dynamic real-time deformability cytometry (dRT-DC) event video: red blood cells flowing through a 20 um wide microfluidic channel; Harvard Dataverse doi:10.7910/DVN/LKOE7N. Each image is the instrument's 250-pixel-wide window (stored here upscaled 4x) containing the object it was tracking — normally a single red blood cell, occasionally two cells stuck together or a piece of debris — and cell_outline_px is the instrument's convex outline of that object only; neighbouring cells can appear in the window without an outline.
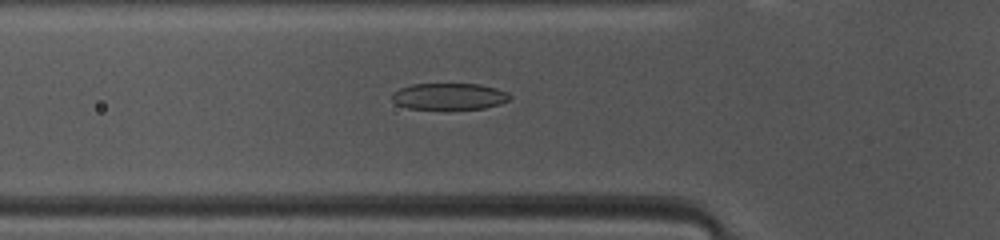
{"species": "common noctule bat (a hibernating species)", "species_latin": "Nyctalus noctula", "temperature_condition": "warm", "stored_images_in_passage": 46, "camera_frame_rate_fps": 3000, "um_per_image_px": 0.085, "animal": {"sex": "female", "body_mass_g": 10.0, "forearm_length_mm": 53.1}, "frame": {"image": 1, "passage_image": 14, "time_ms": 4.333, "image_size_px": [1000, 240], "cell_outline_px": [[512, 96], [508, 100], [500, 104], [484, 108], [408, 108], [396, 104], [392, 100], [392, 92], [400, 88], [412, 84], [480, 84], [496, 88], [508, 92]], "centroid_in_image_um": [38.18, 8.17], "position_along_channel_um": 87.6, "area_um2": 18.03}}
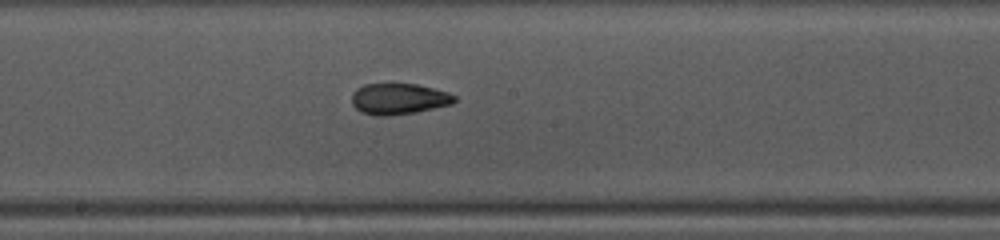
{"frame": {"image": 2, "passage_image": 23, "time_ms": 7.333, "image_size_px": [1000, 240], "cell_outline_px": [[456, 100], [452, 104], [416, 112], [388, 116], [376, 116], [360, 112], [352, 104], [352, 92], [356, 88], [364, 84], [388, 80], [416, 84], [448, 92], [456, 96]], "centroid_in_image_um": [33.84, 8.36], "position_along_channel_um": 214.4, "area_um2": 19.42}}
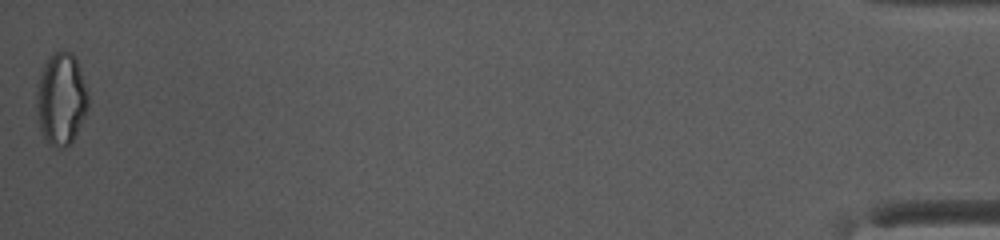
{"frame": {"image": 3, "passage_image": 46, "time_ms": 15.0, "image_size_px": [1000, 240], "cell_outline_px": [[88, 108], [76, 136], [64, 148], [56, 148], [44, 140], [40, 128], [36, 108], [36, 84], [44, 64], [48, 56], [52, 52], [72, 52], [76, 56], [88, 96]], "centroid_in_image_um": [5.18, 8.41], "position_along_channel_um": 430.0, "area_um2": 27.98}, "authors_computed_cell_mechanics": {"area_um2": 19.3052, "velocity_mm_per_s": 4.1823, "shape_relaxation_time_tau1_ms": 3.4463, "shape_relaxation_time_tau2_ms": 3.3765, "deformation_change_tau1": 0.1291, "deformation_change_tau2": 0.1123}}